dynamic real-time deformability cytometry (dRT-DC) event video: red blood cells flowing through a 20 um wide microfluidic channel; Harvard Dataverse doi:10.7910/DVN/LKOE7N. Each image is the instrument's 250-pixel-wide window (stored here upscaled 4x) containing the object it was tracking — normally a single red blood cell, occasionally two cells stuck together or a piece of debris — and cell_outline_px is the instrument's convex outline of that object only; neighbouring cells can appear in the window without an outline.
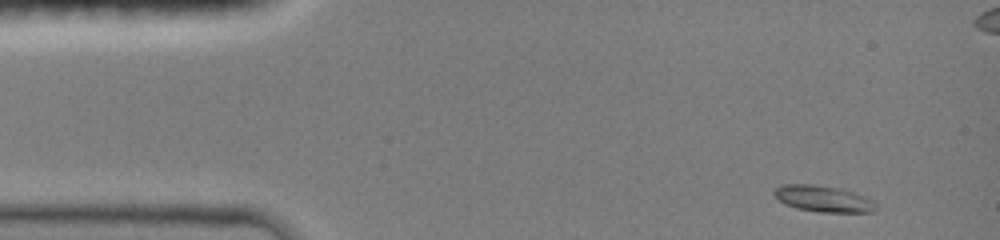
{"species": "common noctule bat (a hibernating species)", "species_latin": "Nyctalus noctula", "temperature_condition": "room temperature", "stored_images_in_passage": 45, "camera_frame_rate_fps": 3000, "um_per_image_px": 0.085, "animal": {"sex": "female", "body_mass_g": 19.0, "forearm_length_mm": 51.5}, "frame": {"image": 1, "passage_image": 1, "time_ms": 0.0, "image_size_px": [1000, 240], "cell_outline_px": [[876, 212], [820, 212], [796, 208], [784, 204], [772, 192], [780, 184], [812, 184], [840, 188], [864, 196], [872, 200], [876, 204]], "centroid_in_image_um": [69.97, 16.89], "position_along_channel_um": 15.0, "area_um2": 15.61}}
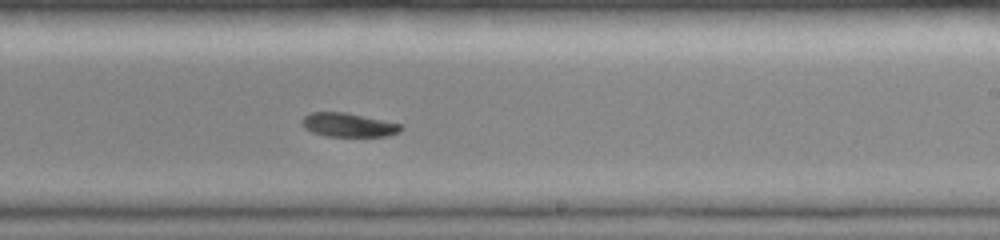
{"frame": {"image": 2, "passage_image": 26, "time_ms": 8.333, "image_size_px": [1000, 240], "cell_outline_px": [[404, 128], [400, 132], [388, 136], [324, 136], [312, 132], [304, 128], [300, 120], [304, 116], [312, 112], [344, 112], [400, 124]], "centroid_in_image_um": [29.58, 10.63], "position_along_channel_um": 259.4, "area_um2": 13.7}}
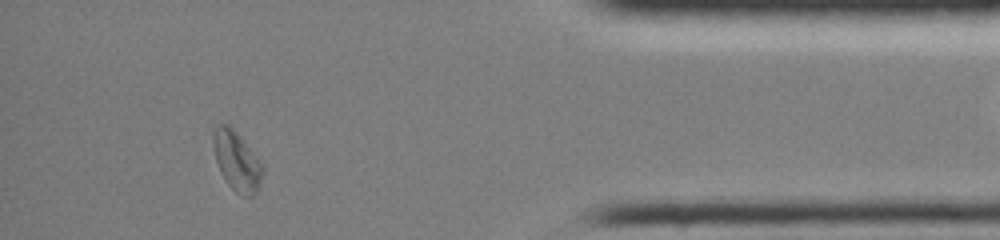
{"frame": {"image": 3, "passage_image": 40, "time_ms": 13.0, "image_size_px": [1000, 240], "cell_outline_px": [[264, 172], [260, 184], [256, 192], [252, 196], [244, 196], [236, 192], [228, 184], [220, 172], [216, 160], [212, 144], [212, 136], [216, 124], [228, 124], [236, 132], [264, 164]], "centroid_in_image_um": [20.13, 13.68], "position_along_channel_um": 415.1, "area_um2": 17.22}, "authors_computed_cell_mechanics": {"area_um2": 14.8546, "velocity_mm_per_s": 4.0085, "shape_relaxation_time_tau1_ms": 3.4448, "shape_relaxation_time_tau2_ms": 6.1878, "deformation_change_tau1": 0.1254, "deformation_change_tau2": 0.0942}}